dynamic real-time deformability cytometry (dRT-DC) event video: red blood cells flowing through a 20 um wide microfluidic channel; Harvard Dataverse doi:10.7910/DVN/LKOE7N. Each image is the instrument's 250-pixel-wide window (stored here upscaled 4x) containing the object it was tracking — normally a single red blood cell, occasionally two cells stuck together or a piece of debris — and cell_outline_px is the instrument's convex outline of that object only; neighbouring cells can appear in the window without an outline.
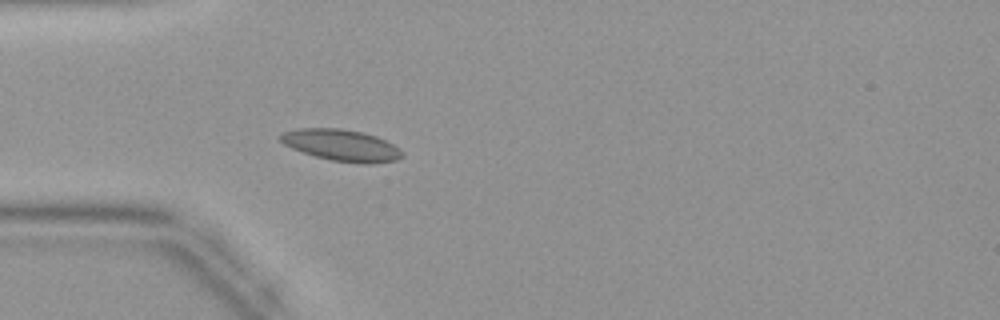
{"species": "common noctule bat (a hibernating species)", "species_latin": "Nyctalus noctula", "temperature_condition": "warm", "stored_images_in_passage": 34, "camera_frame_rate_fps": 3000, "um_per_image_px": 0.085, "animal": {"sex": "female", "body_mass_g": 19.9}, "frame": {"image": 1, "passage_image": 5, "time_ms": 1.333, "image_size_px": [1000, 320], "cell_outline_px": [[404, 156], [396, 160], [372, 164], [360, 164], [332, 160], [316, 156], [292, 148], [284, 144], [276, 136], [284, 132], [296, 128], [340, 128], [360, 132], [376, 136], [400, 148], [404, 152]], "centroid_in_image_um": [29.03, 12.35], "position_along_channel_um": 56.0, "area_um2": 22.43}}
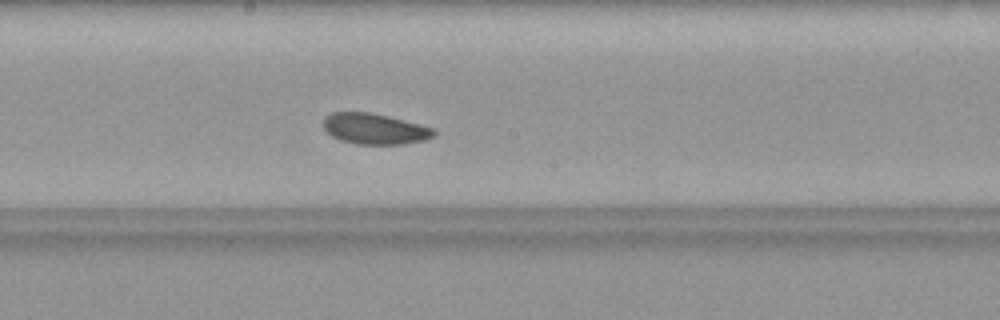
{"frame": {"image": 2, "passage_image": 16, "time_ms": 5.0, "image_size_px": [1000, 320], "cell_outline_px": [[436, 132], [432, 136], [424, 140], [404, 144], [356, 144], [340, 140], [332, 136], [324, 128], [324, 116], [332, 112], [368, 112], [388, 116], [432, 128]], "centroid_in_image_um": [31.8, 10.95], "position_along_channel_um": 216.4, "area_um2": 19.59}}
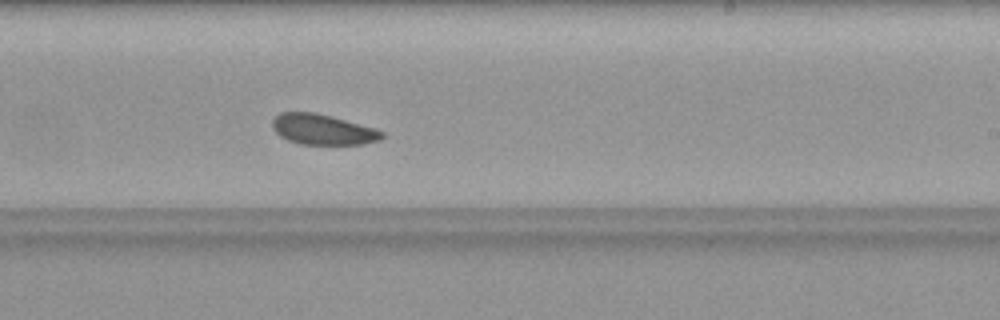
{"frame": {"image": 3, "passage_image": 19, "time_ms": 6.0, "image_size_px": [1000, 320], "cell_outline_px": [[384, 136], [380, 140], [364, 144], [300, 144], [288, 140], [280, 136], [272, 128], [272, 120], [280, 112], [316, 112], [332, 116], [376, 128], [384, 132]], "centroid_in_image_um": [27.44, 11.0], "position_along_channel_um": 261.6, "area_um2": 19.59}}